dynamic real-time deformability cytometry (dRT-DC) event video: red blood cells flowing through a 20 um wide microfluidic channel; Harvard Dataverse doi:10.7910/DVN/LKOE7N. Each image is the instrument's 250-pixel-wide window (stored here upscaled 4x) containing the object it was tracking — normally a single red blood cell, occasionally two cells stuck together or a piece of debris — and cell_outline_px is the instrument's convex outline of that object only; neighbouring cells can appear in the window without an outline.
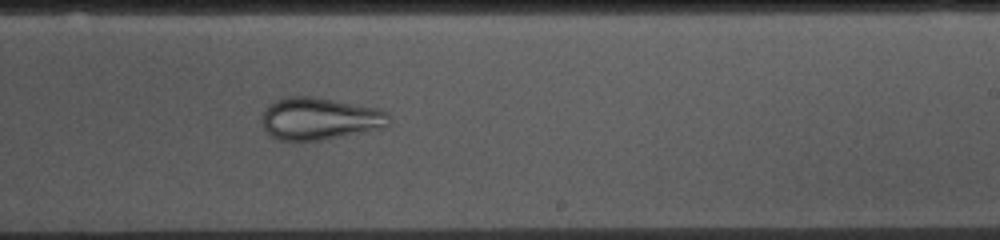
{"species": "common noctule bat (a hibernating species)", "species_latin": "Nyctalus noctula", "temperature_condition": "cold", "stored_images_in_passage": 53, "camera_frame_rate_fps": 3000, "um_per_image_px": 0.085, "animal": {"sex": "female", "body_mass_g": 10.0, "forearm_length_mm": 53.1}, "frame": {"image": 1, "passage_image": 31, "time_ms": 10.0, "image_size_px": [1000, 240], "cell_outline_px": [[392, 120], [388, 128], [368, 132], [320, 140], [276, 140], [264, 128], [260, 120], [268, 104], [276, 100], [288, 96], [316, 96], [380, 108], [388, 112]], "centroid_in_image_um": [27.25, 10.08], "position_along_channel_um": 261.7, "area_um2": 32.08}}
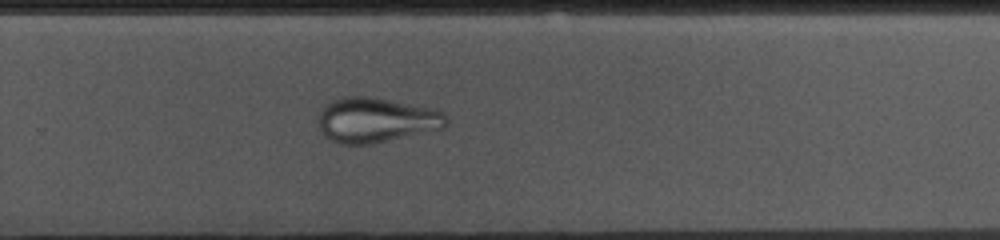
{"frame": {"image": 2, "passage_image": 34, "time_ms": 11.0, "image_size_px": [1000, 240], "cell_outline_px": [[448, 124], [444, 128], [372, 144], [340, 144], [328, 140], [324, 136], [320, 128], [320, 112], [332, 100], [344, 96], [368, 96], [436, 108], [444, 112], [448, 120]], "centroid_in_image_um": [32.01, 10.2], "position_along_channel_um": 297.8, "area_um2": 33.64}}
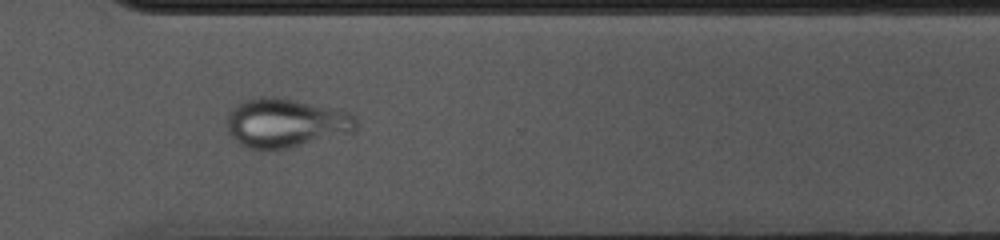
{"frame": {"image": 3, "passage_image": 38, "time_ms": 12.333, "image_size_px": [1000, 240], "cell_outline_px": [[356, 132], [352, 136], [288, 148], [244, 148], [232, 140], [228, 132], [228, 112], [232, 108], [244, 100], [252, 96], [276, 96], [352, 112], [356, 116]], "centroid_in_image_um": [24.36, 10.46], "position_along_channel_um": 346.2, "area_um2": 38.09}}